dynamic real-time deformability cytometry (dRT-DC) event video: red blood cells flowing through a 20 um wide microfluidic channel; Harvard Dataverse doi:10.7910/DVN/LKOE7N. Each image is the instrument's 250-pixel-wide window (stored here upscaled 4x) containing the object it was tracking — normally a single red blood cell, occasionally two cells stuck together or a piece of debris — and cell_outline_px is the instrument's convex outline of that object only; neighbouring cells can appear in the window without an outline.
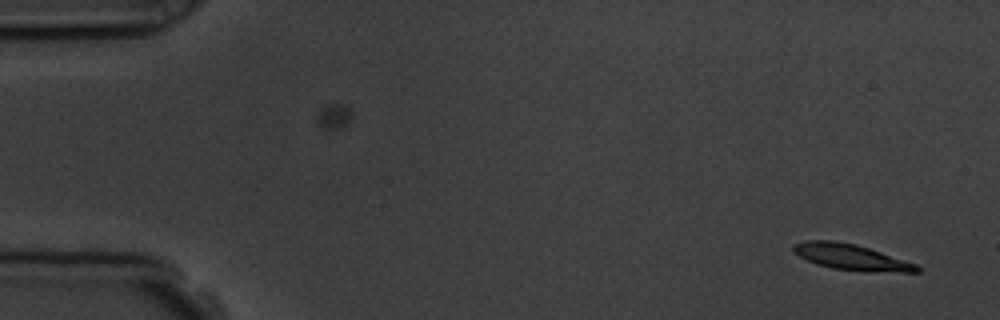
{"species": "common noctule bat (a hibernating species)", "species_latin": "Nyctalus noctula", "temperature_condition": "room temperature", "stored_images_in_passage": 5, "camera_frame_rate_fps": 3000, "um_per_image_px": 0.085, "animal": {"sex": "male", "body_mass_g": 19.5, "forearm_length_mm": 54.6}, "frame": {"image": 1, "passage_image": 5, "time_ms": 4.667, "image_size_px": [1000, 320], "cell_outline_px": [[920, 272], [900, 272], [832, 268], [816, 264], [792, 252], [792, 244], [804, 240], [832, 240], [856, 244], [916, 264], [920, 268]], "centroid_in_image_um": [72.27, 21.82], "position_along_channel_um": 12.7, "area_um2": 18.15}}